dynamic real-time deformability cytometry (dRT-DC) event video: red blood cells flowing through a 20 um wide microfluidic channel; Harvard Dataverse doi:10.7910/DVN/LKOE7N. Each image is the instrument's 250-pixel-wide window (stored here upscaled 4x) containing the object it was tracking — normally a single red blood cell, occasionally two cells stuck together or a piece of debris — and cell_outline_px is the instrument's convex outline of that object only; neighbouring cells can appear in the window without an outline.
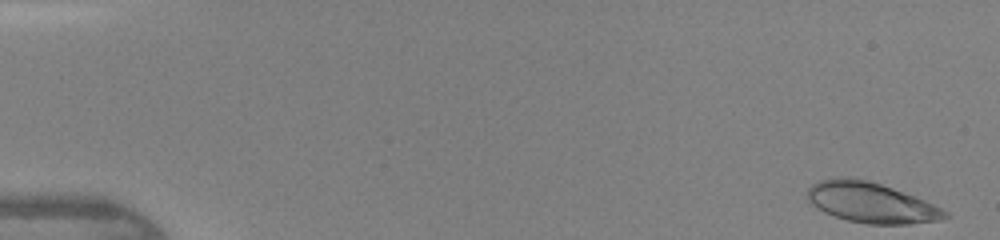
{"species": "human", "species_latin": "Homo sapiens", "temperature_condition": "warm", "stored_images_in_passage": 43, "camera_frame_rate_fps": 3000, "um_per_image_px": 0.085, "donor": {"sex": "female"}, "frame": {"image": 1, "passage_image": 1, "time_ms": 0.0, "image_size_px": [1000, 240], "cell_outline_px": [[952, 216], [940, 220], [908, 224], [868, 224], [848, 220], [824, 212], [816, 208], [804, 196], [808, 188], [812, 184], [820, 180], [836, 176], [852, 176], [868, 180], [892, 188], [924, 200], [948, 212]], "centroid_in_image_um": [73.99, 17.2], "position_along_channel_um": 11.0, "area_um2": 32.54}}
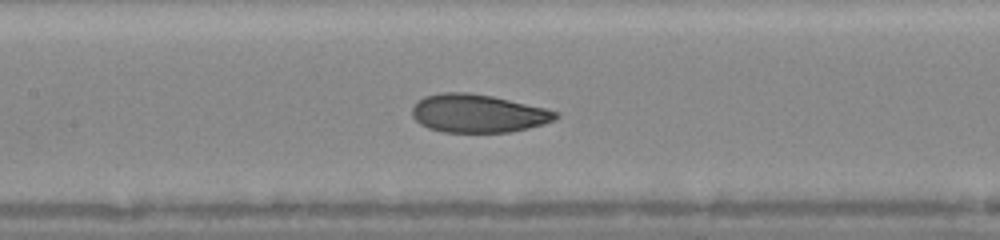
{"frame": {"image": 2, "passage_image": 21, "time_ms": 6.667, "image_size_px": [1000, 240], "cell_outline_px": [[560, 116], [544, 124], [528, 128], [508, 132], [444, 132], [428, 128], [420, 124], [412, 116], [412, 108], [424, 96], [440, 92], [468, 92], [492, 96], [544, 108], [560, 112]], "centroid_in_image_um": [40.62, 9.64], "position_along_channel_um": 166.8, "area_um2": 31.85}}
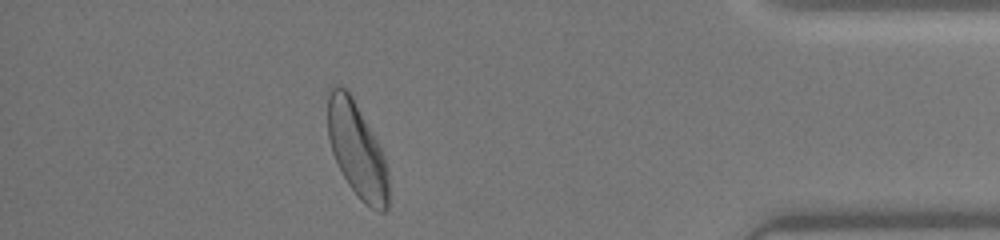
{"frame": {"image": 3, "passage_image": 39, "time_ms": 12.667, "image_size_px": [1000, 240], "cell_outline_px": [[388, 208], [384, 212], [380, 212], [364, 204], [360, 200], [348, 184], [332, 152], [328, 136], [328, 92], [336, 84], [344, 88], [352, 96], [372, 132], [384, 156], [388, 172]], "centroid_in_image_um": [30.35, 12.77], "position_along_channel_um": 404.9, "area_um2": 33.23}}